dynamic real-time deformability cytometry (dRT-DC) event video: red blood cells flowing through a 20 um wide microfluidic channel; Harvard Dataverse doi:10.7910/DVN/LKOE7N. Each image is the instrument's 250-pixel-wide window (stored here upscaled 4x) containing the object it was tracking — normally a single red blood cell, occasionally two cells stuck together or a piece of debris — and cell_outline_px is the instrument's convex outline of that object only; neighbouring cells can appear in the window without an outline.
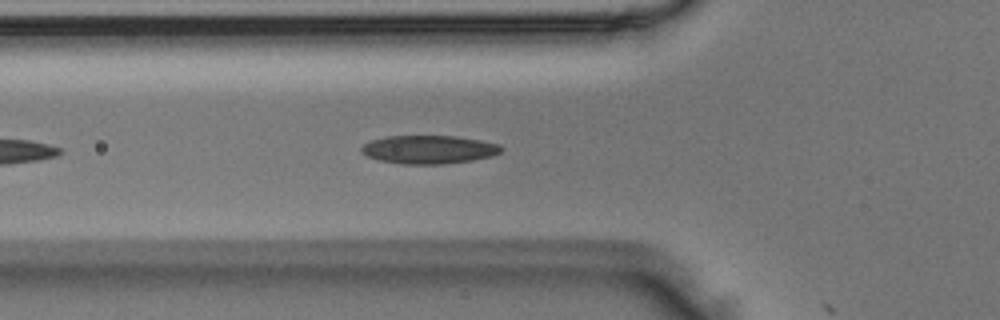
{"species": "Egyptian fruit bat (a non-hibernating species)", "species_latin": "Rousettus aegyptiacus", "temperature_condition": "room temperature", "stored_images_in_passage": 7, "camera_frame_rate_fps": 3000, "um_per_image_px": 0.085, "animal": {"sex": "male"}, "frame": {"image": 1, "passage_image": 6, "time_ms": 1.667, "image_size_px": [1000, 320], "cell_outline_px": [[504, 148], [500, 152], [492, 156], [472, 160], [440, 164], [400, 164], [376, 160], [360, 152], [360, 148], [364, 144], [372, 140], [384, 136], [456, 136], [480, 140], [500, 144]], "centroid_in_image_um": [36.43, 12.71], "position_along_channel_um": 89.4, "area_um2": 23.24}}